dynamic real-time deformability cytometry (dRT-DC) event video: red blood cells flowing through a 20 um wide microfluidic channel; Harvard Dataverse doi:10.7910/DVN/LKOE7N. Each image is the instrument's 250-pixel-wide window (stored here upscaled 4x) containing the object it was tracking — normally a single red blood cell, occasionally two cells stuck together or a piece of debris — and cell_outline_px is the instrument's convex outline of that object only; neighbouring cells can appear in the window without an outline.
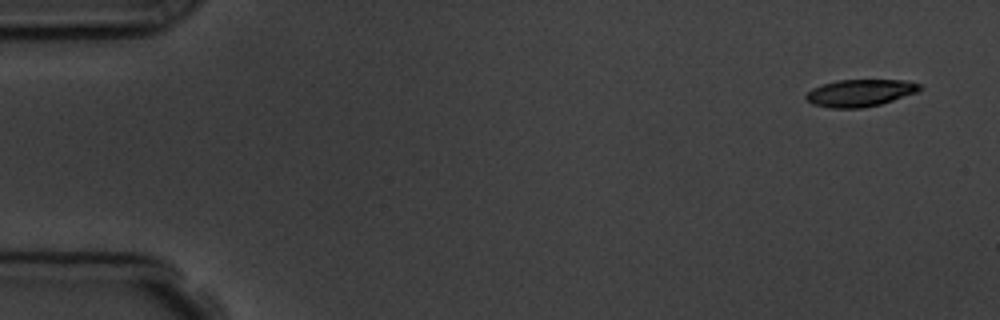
{"species": "common noctule bat (a hibernating species)", "species_latin": "Nyctalus noctula", "temperature_condition": "room temperature", "stored_images_in_passage": 5, "camera_frame_rate_fps": 3000, "um_per_image_px": 0.085, "animal": {"sex": "male", "body_mass_g": 19.5, "forearm_length_mm": 54.6}, "frame": {"image": 1, "passage_image": 1, "time_ms": 0.0, "image_size_px": [1000, 320], "cell_outline_px": [[924, 88], [916, 92], [880, 104], [860, 108], [828, 108], [812, 104], [804, 96], [812, 88], [836, 80], [904, 80], [920, 84]], "centroid_in_image_um": [73.09, 7.89], "position_along_channel_um": 11.9, "area_um2": 17.86}}
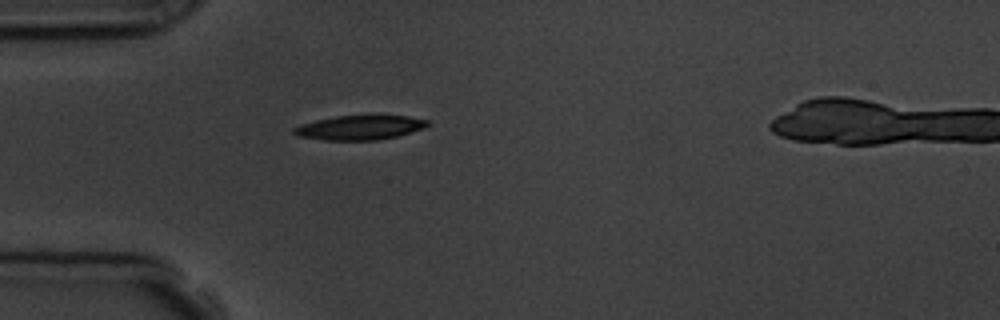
{"frame": {"image": 2, "passage_image": 4, "time_ms": 4.333, "image_size_px": [1000, 320], "cell_outline_px": [[428, 124], [424, 128], [396, 136], [376, 140], [324, 140], [296, 136], [292, 132], [292, 128], [300, 124], [316, 120], [336, 116], [376, 112], [408, 116], [428, 120]], "centroid_in_image_um": [30.58, 10.79], "position_along_channel_um": 54.4, "area_um2": 19.88}}